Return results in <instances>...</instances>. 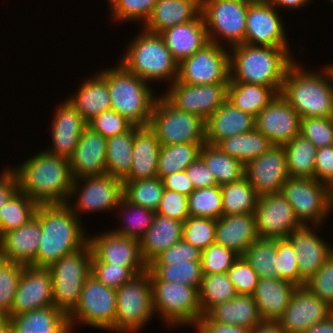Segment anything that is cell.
<instances>
[{
    "label": "cell",
    "mask_w": 333,
    "mask_h": 333,
    "mask_svg": "<svg viewBox=\"0 0 333 333\" xmlns=\"http://www.w3.org/2000/svg\"><path fill=\"white\" fill-rule=\"evenodd\" d=\"M13 167L19 190L38 204L67 202L74 181L68 159L41 150Z\"/></svg>",
    "instance_id": "1"
},
{
    "label": "cell",
    "mask_w": 333,
    "mask_h": 333,
    "mask_svg": "<svg viewBox=\"0 0 333 333\" xmlns=\"http://www.w3.org/2000/svg\"><path fill=\"white\" fill-rule=\"evenodd\" d=\"M35 216L41 223L42 237L31 266L48 268L88 242L85 226L65 203L39 204Z\"/></svg>",
    "instance_id": "2"
},
{
    "label": "cell",
    "mask_w": 333,
    "mask_h": 333,
    "mask_svg": "<svg viewBox=\"0 0 333 333\" xmlns=\"http://www.w3.org/2000/svg\"><path fill=\"white\" fill-rule=\"evenodd\" d=\"M290 49L246 43L230 48L229 82L258 84L281 93L285 73L295 61Z\"/></svg>",
    "instance_id": "3"
},
{
    "label": "cell",
    "mask_w": 333,
    "mask_h": 333,
    "mask_svg": "<svg viewBox=\"0 0 333 333\" xmlns=\"http://www.w3.org/2000/svg\"><path fill=\"white\" fill-rule=\"evenodd\" d=\"M294 61L287 69L281 95L300 115L333 117V72L326 64L317 71L305 70ZM298 64V65H297Z\"/></svg>",
    "instance_id": "4"
},
{
    "label": "cell",
    "mask_w": 333,
    "mask_h": 333,
    "mask_svg": "<svg viewBox=\"0 0 333 333\" xmlns=\"http://www.w3.org/2000/svg\"><path fill=\"white\" fill-rule=\"evenodd\" d=\"M99 73L106 79L111 109L136 126H149L158 97L150 83L129 72L120 62L114 67L102 68Z\"/></svg>",
    "instance_id": "5"
},
{
    "label": "cell",
    "mask_w": 333,
    "mask_h": 333,
    "mask_svg": "<svg viewBox=\"0 0 333 333\" xmlns=\"http://www.w3.org/2000/svg\"><path fill=\"white\" fill-rule=\"evenodd\" d=\"M125 48L118 62L144 81L153 83L163 80L171 85L177 79L179 63L173 58L160 34L142 27Z\"/></svg>",
    "instance_id": "6"
},
{
    "label": "cell",
    "mask_w": 333,
    "mask_h": 333,
    "mask_svg": "<svg viewBox=\"0 0 333 333\" xmlns=\"http://www.w3.org/2000/svg\"><path fill=\"white\" fill-rule=\"evenodd\" d=\"M91 260L92 249L87 242L48 267L52 275L53 306L66 316L78 305L83 285L91 275Z\"/></svg>",
    "instance_id": "7"
},
{
    "label": "cell",
    "mask_w": 333,
    "mask_h": 333,
    "mask_svg": "<svg viewBox=\"0 0 333 333\" xmlns=\"http://www.w3.org/2000/svg\"><path fill=\"white\" fill-rule=\"evenodd\" d=\"M150 280L157 317L170 328L194 327L203 316L198 289L178 282L156 281L151 275Z\"/></svg>",
    "instance_id": "8"
},
{
    "label": "cell",
    "mask_w": 333,
    "mask_h": 333,
    "mask_svg": "<svg viewBox=\"0 0 333 333\" xmlns=\"http://www.w3.org/2000/svg\"><path fill=\"white\" fill-rule=\"evenodd\" d=\"M155 317L150 273L137 274L116 289V319L111 330L118 333H138Z\"/></svg>",
    "instance_id": "9"
},
{
    "label": "cell",
    "mask_w": 333,
    "mask_h": 333,
    "mask_svg": "<svg viewBox=\"0 0 333 333\" xmlns=\"http://www.w3.org/2000/svg\"><path fill=\"white\" fill-rule=\"evenodd\" d=\"M251 2V0H201V13L209 42L222 47L227 45L228 49L245 43L246 17Z\"/></svg>",
    "instance_id": "10"
},
{
    "label": "cell",
    "mask_w": 333,
    "mask_h": 333,
    "mask_svg": "<svg viewBox=\"0 0 333 333\" xmlns=\"http://www.w3.org/2000/svg\"><path fill=\"white\" fill-rule=\"evenodd\" d=\"M149 127L161 145L205 143V120L177 109L162 94L155 101Z\"/></svg>",
    "instance_id": "11"
},
{
    "label": "cell",
    "mask_w": 333,
    "mask_h": 333,
    "mask_svg": "<svg viewBox=\"0 0 333 333\" xmlns=\"http://www.w3.org/2000/svg\"><path fill=\"white\" fill-rule=\"evenodd\" d=\"M281 193L302 225L323 226L333 212V198L328 185L315 179L289 177Z\"/></svg>",
    "instance_id": "12"
},
{
    "label": "cell",
    "mask_w": 333,
    "mask_h": 333,
    "mask_svg": "<svg viewBox=\"0 0 333 333\" xmlns=\"http://www.w3.org/2000/svg\"><path fill=\"white\" fill-rule=\"evenodd\" d=\"M122 198L123 181L109 174H103L74 179L65 204L81 220L82 214L85 213L116 210ZM72 199H75V203Z\"/></svg>",
    "instance_id": "13"
},
{
    "label": "cell",
    "mask_w": 333,
    "mask_h": 333,
    "mask_svg": "<svg viewBox=\"0 0 333 333\" xmlns=\"http://www.w3.org/2000/svg\"><path fill=\"white\" fill-rule=\"evenodd\" d=\"M156 281L190 285L199 290L202 279L201 250L184 239L161 252L149 264Z\"/></svg>",
    "instance_id": "14"
},
{
    "label": "cell",
    "mask_w": 333,
    "mask_h": 333,
    "mask_svg": "<svg viewBox=\"0 0 333 333\" xmlns=\"http://www.w3.org/2000/svg\"><path fill=\"white\" fill-rule=\"evenodd\" d=\"M67 317L76 327L80 323V327L84 324L111 331L116 319V289L105 286L91 274L83 285L78 305Z\"/></svg>",
    "instance_id": "15"
},
{
    "label": "cell",
    "mask_w": 333,
    "mask_h": 333,
    "mask_svg": "<svg viewBox=\"0 0 333 333\" xmlns=\"http://www.w3.org/2000/svg\"><path fill=\"white\" fill-rule=\"evenodd\" d=\"M177 80L188 85L229 83V50L217 43H207L178 64Z\"/></svg>",
    "instance_id": "16"
},
{
    "label": "cell",
    "mask_w": 333,
    "mask_h": 333,
    "mask_svg": "<svg viewBox=\"0 0 333 333\" xmlns=\"http://www.w3.org/2000/svg\"><path fill=\"white\" fill-rule=\"evenodd\" d=\"M228 84L188 85L176 79L166 88L163 96L177 109L206 121L227 101Z\"/></svg>",
    "instance_id": "17"
},
{
    "label": "cell",
    "mask_w": 333,
    "mask_h": 333,
    "mask_svg": "<svg viewBox=\"0 0 333 333\" xmlns=\"http://www.w3.org/2000/svg\"><path fill=\"white\" fill-rule=\"evenodd\" d=\"M274 5L267 1H252L246 17L245 43L254 46L290 48L282 22Z\"/></svg>",
    "instance_id": "18"
},
{
    "label": "cell",
    "mask_w": 333,
    "mask_h": 333,
    "mask_svg": "<svg viewBox=\"0 0 333 333\" xmlns=\"http://www.w3.org/2000/svg\"><path fill=\"white\" fill-rule=\"evenodd\" d=\"M253 214L258 238L286 239L303 226L282 193L258 197Z\"/></svg>",
    "instance_id": "19"
},
{
    "label": "cell",
    "mask_w": 333,
    "mask_h": 333,
    "mask_svg": "<svg viewBox=\"0 0 333 333\" xmlns=\"http://www.w3.org/2000/svg\"><path fill=\"white\" fill-rule=\"evenodd\" d=\"M88 242L92 249L91 262L125 265L136 275L148 269L140 253V242L135 238L117 235L108 229L98 235L88 233Z\"/></svg>",
    "instance_id": "20"
},
{
    "label": "cell",
    "mask_w": 333,
    "mask_h": 333,
    "mask_svg": "<svg viewBox=\"0 0 333 333\" xmlns=\"http://www.w3.org/2000/svg\"><path fill=\"white\" fill-rule=\"evenodd\" d=\"M300 115L279 93L255 117L254 128L273 145L283 146L300 135Z\"/></svg>",
    "instance_id": "21"
},
{
    "label": "cell",
    "mask_w": 333,
    "mask_h": 333,
    "mask_svg": "<svg viewBox=\"0 0 333 333\" xmlns=\"http://www.w3.org/2000/svg\"><path fill=\"white\" fill-rule=\"evenodd\" d=\"M245 177L258 196L282 192L289 178L283 146H272L268 151L245 165Z\"/></svg>",
    "instance_id": "22"
},
{
    "label": "cell",
    "mask_w": 333,
    "mask_h": 333,
    "mask_svg": "<svg viewBox=\"0 0 333 333\" xmlns=\"http://www.w3.org/2000/svg\"><path fill=\"white\" fill-rule=\"evenodd\" d=\"M52 287V275L48 268L24 266L11 312L7 316L53 306Z\"/></svg>",
    "instance_id": "23"
},
{
    "label": "cell",
    "mask_w": 333,
    "mask_h": 333,
    "mask_svg": "<svg viewBox=\"0 0 333 333\" xmlns=\"http://www.w3.org/2000/svg\"><path fill=\"white\" fill-rule=\"evenodd\" d=\"M332 308L304 286L293 292L289 305L277 320L287 333H304L312 325L327 319Z\"/></svg>",
    "instance_id": "24"
},
{
    "label": "cell",
    "mask_w": 333,
    "mask_h": 333,
    "mask_svg": "<svg viewBox=\"0 0 333 333\" xmlns=\"http://www.w3.org/2000/svg\"><path fill=\"white\" fill-rule=\"evenodd\" d=\"M319 227L322 226L303 225L286 238L296 252L300 278L304 282H307L333 253L332 244L319 236Z\"/></svg>",
    "instance_id": "25"
},
{
    "label": "cell",
    "mask_w": 333,
    "mask_h": 333,
    "mask_svg": "<svg viewBox=\"0 0 333 333\" xmlns=\"http://www.w3.org/2000/svg\"><path fill=\"white\" fill-rule=\"evenodd\" d=\"M51 123V146L45 148L50 155L70 159L79 142L80 136L88 126L79 112L65 99L56 106Z\"/></svg>",
    "instance_id": "26"
},
{
    "label": "cell",
    "mask_w": 333,
    "mask_h": 333,
    "mask_svg": "<svg viewBox=\"0 0 333 333\" xmlns=\"http://www.w3.org/2000/svg\"><path fill=\"white\" fill-rule=\"evenodd\" d=\"M107 139L86 127L72 157L69 159L74 179L106 174Z\"/></svg>",
    "instance_id": "27"
},
{
    "label": "cell",
    "mask_w": 333,
    "mask_h": 333,
    "mask_svg": "<svg viewBox=\"0 0 333 333\" xmlns=\"http://www.w3.org/2000/svg\"><path fill=\"white\" fill-rule=\"evenodd\" d=\"M41 237V223L35 216L26 224L0 237V258L31 266L37 258Z\"/></svg>",
    "instance_id": "28"
},
{
    "label": "cell",
    "mask_w": 333,
    "mask_h": 333,
    "mask_svg": "<svg viewBox=\"0 0 333 333\" xmlns=\"http://www.w3.org/2000/svg\"><path fill=\"white\" fill-rule=\"evenodd\" d=\"M161 144L149 126L134 125L131 169L122 181H136L157 177Z\"/></svg>",
    "instance_id": "29"
},
{
    "label": "cell",
    "mask_w": 333,
    "mask_h": 333,
    "mask_svg": "<svg viewBox=\"0 0 333 333\" xmlns=\"http://www.w3.org/2000/svg\"><path fill=\"white\" fill-rule=\"evenodd\" d=\"M173 58L180 63L209 43L202 13L194 20L175 25L160 33Z\"/></svg>",
    "instance_id": "30"
},
{
    "label": "cell",
    "mask_w": 333,
    "mask_h": 333,
    "mask_svg": "<svg viewBox=\"0 0 333 333\" xmlns=\"http://www.w3.org/2000/svg\"><path fill=\"white\" fill-rule=\"evenodd\" d=\"M255 117L226 101L205 121V142L216 145L224 138L250 132Z\"/></svg>",
    "instance_id": "31"
},
{
    "label": "cell",
    "mask_w": 333,
    "mask_h": 333,
    "mask_svg": "<svg viewBox=\"0 0 333 333\" xmlns=\"http://www.w3.org/2000/svg\"><path fill=\"white\" fill-rule=\"evenodd\" d=\"M258 239L253 213L222 216L216 220L215 243L243 255Z\"/></svg>",
    "instance_id": "32"
},
{
    "label": "cell",
    "mask_w": 333,
    "mask_h": 333,
    "mask_svg": "<svg viewBox=\"0 0 333 333\" xmlns=\"http://www.w3.org/2000/svg\"><path fill=\"white\" fill-rule=\"evenodd\" d=\"M297 286L280 278H259L253 298L263 321H277Z\"/></svg>",
    "instance_id": "33"
},
{
    "label": "cell",
    "mask_w": 333,
    "mask_h": 333,
    "mask_svg": "<svg viewBox=\"0 0 333 333\" xmlns=\"http://www.w3.org/2000/svg\"><path fill=\"white\" fill-rule=\"evenodd\" d=\"M204 316L211 322L252 330L261 318L253 295L237 294L233 299L211 307Z\"/></svg>",
    "instance_id": "34"
},
{
    "label": "cell",
    "mask_w": 333,
    "mask_h": 333,
    "mask_svg": "<svg viewBox=\"0 0 333 333\" xmlns=\"http://www.w3.org/2000/svg\"><path fill=\"white\" fill-rule=\"evenodd\" d=\"M201 13V0H157L145 30L160 34L179 24L194 20Z\"/></svg>",
    "instance_id": "35"
},
{
    "label": "cell",
    "mask_w": 333,
    "mask_h": 333,
    "mask_svg": "<svg viewBox=\"0 0 333 333\" xmlns=\"http://www.w3.org/2000/svg\"><path fill=\"white\" fill-rule=\"evenodd\" d=\"M82 81L79 89L67 100L88 123L98 114L111 109L110 93L106 79L99 72Z\"/></svg>",
    "instance_id": "36"
},
{
    "label": "cell",
    "mask_w": 333,
    "mask_h": 333,
    "mask_svg": "<svg viewBox=\"0 0 333 333\" xmlns=\"http://www.w3.org/2000/svg\"><path fill=\"white\" fill-rule=\"evenodd\" d=\"M183 222L155 213L151 226L139 240L140 253L147 265L161 252L182 239Z\"/></svg>",
    "instance_id": "37"
},
{
    "label": "cell",
    "mask_w": 333,
    "mask_h": 333,
    "mask_svg": "<svg viewBox=\"0 0 333 333\" xmlns=\"http://www.w3.org/2000/svg\"><path fill=\"white\" fill-rule=\"evenodd\" d=\"M278 94L272 87L251 83L229 82L227 101L243 112L256 117Z\"/></svg>",
    "instance_id": "38"
},
{
    "label": "cell",
    "mask_w": 333,
    "mask_h": 333,
    "mask_svg": "<svg viewBox=\"0 0 333 333\" xmlns=\"http://www.w3.org/2000/svg\"><path fill=\"white\" fill-rule=\"evenodd\" d=\"M216 145L222 152L239 160L244 165L274 146L267 137L255 128L247 133L224 138Z\"/></svg>",
    "instance_id": "39"
},
{
    "label": "cell",
    "mask_w": 333,
    "mask_h": 333,
    "mask_svg": "<svg viewBox=\"0 0 333 333\" xmlns=\"http://www.w3.org/2000/svg\"><path fill=\"white\" fill-rule=\"evenodd\" d=\"M200 158L214 175L219 186L236 182L245 177V165L222 152L217 145L205 142L200 150Z\"/></svg>",
    "instance_id": "40"
},
{
    "label": "cell",
    "mask_w": 333,
    "mask_h": 333,
    "mask_svg": "<svg viewBox=\"0 0 333 333\" xmlns=\"http://www.w3.org/2000/svg\"><path fill=\"white\" fill-rule=\"evenodd\" d=\"M10 333H50L67 316L54 306L8 316Z\"/></svg>",
    "instance_id": "41"
},
{
    "label": "cell",
    "mask_w": 333,
    "mask_h": 333,
    "mask_svg": "<svg viewBox=\"0 0 333 333\" xmlns=\"http://www.w3.org/2000/svg\"><path fill=\"white\" fill-rule=\"evenodd\" d=\"M134 125L125 133L107 138L106 174L123 180L129 173L133 157Z\"/></svg>",
    "instance_id": "42"
},
{
    "label": "cell",
    "mask_w": 333,
    "mask_h": 333,
    "mask_svg": "<svg viewBox=\"0 0 333 333\" xmlns=\"http://www.w3.org/2000/svg\"><path fill=\"white\" fill-rule=\"evenodd\" d=\"M289 177L314 179L317 148L301 135L283 145Z\"/></svg>",
    "instance_id": "43"
},
{
    "label": "cell",
    "mask_w": 333,
    "mask_h": 333,
    "mask_svg": "<svg viewBox=\"0 0 333 333\" xmlns=\"http://www.w3.org/2000/svg\"><path fill=\"white\" fill-rule=\"evenodd\" d=\"M203 145L198 143L162 145L157 165V177L163 179L167 175L185 170L200 157Z\"/></svg>",
    "instance_id": "44"
},
{
    "label": "cell",
    "mask_w": 333,
    "mask_h": 333,
    "mask_svg": "<svg viewBox=\"0 0 333 333\" xmlns=\"http://www.w3.org/2000/svg\"><path fill=\"white\" fill-rule=\"evenodd\" d=\"M223 216L254 213L258 194L246 177L221 185Z\"/></svg>",
    "instance_id": "45"
},
{
    "label": "cell",
    "mask_w": 333,
    "mask_h": 333,
    "mask_svg": "<svg viewBox=\"0 0 333 333\" xmlns=\"http://www.w3.org/2000/svg\"><path fill=\"white\" fill-rule=\"evenodd\" d=\"M119 211V218L123 222L111 231L117 235L140 240L151 226L155 211L128 202L124 197L115 210Z\"/></svg>",
    "instance_id": "46"
},
{
    "label": "cell",
    "mask_w": 333,
    "mask_h": 333,
    "mask_svg": "<svg viewBox=\"0 0 333 333\" xmlns=\"http://www.w3.org/2000/svg\"><path fill=\"white\" fill-rule=\"evenodd\" d=\"M39 204L18 190L0 210V237L35 217Z\"/></svg>",
    "instance_id": "47"
},
{
    "label": "cell",
    "mask_w": 333,
    "mask_h": 333,
    "mask_svg": "<svg viewBox=\"0 0 333 333\" xmlns=\"http://www.w3.org/2000/svg\"><path fill=\"white\" fill-rule=\"evenodd\" d=\"M198 291L203 315L211 307L229 301L238 294L226 273L202 274Z\"/></svg>",
    "instance_id": "48"
},
{
    "label": "cell",
    "mask_w": 333,
    "mask_h": 333,
    "mask_svg": "<svg viewBox=\"0 0 333 333\" xmlns=\"http://www.w3.org/2000/svg\"><path fill=\"white\" fill-rule=\"evenodd\" d=\"M163 180L159 177L123 181V197L131 204L156 212L164 191Z\"/></svg>",
    "instance_id": "49"
},
{
    "label": "cell",
    "mask_w": 333,
    "mask_h": 333,
    "mask_svg": "<svg viewBox=\"0 0 333 333\" xmlns=\"http://www.w3.org/2000/svg\"><path fill=\"white\" fill-rule=\"evenodd\" d=\"M277 239L258 238L242 255L259 278H278L276 274Z\"/></svg>",
    "instance_id": "50"
},
{
    "label": "cell",
    "mask_w": 333,
    "mask_h": 333,
    "mask_svg": "<svg viewBox=\"0 0 333 333\" xmlns=\"http://www.w3.org/2000/svg\"><path fill=\"white\" fill-rule=\"evenodd\" d=\"M189 216L219 219L223 216L221 186L195 189L188 196Z\"/></svg>",
    "instance_id": "51"
},
{
    "label": "cell",
    "mask_w": 333,
    "mask_h": 333,
    "mask_svg": "<svg viewBox=\"0 0 333 333\" xmlns=\"http://www.w3.org/2000/svg\"><path fill=\"white\" fill-rule=\"evenodd\" d=\"M157 0H107L109 17L115 22H139L150 18ZM113 17V18H112Z\"/></svg>",
    "instance_id": "52"
},
{
    "label": "cell",
    "mask_w": 333,
    "mask_h": 333,
    "mask_svg": "<svg viewBox=\"0 0 333 333\" xmlns=\"http://www.w3.org/2000/svg\"><path fill=\"white\" fill-rule=\"evenodd\" d=\"M216 220L189 216L183 222L182 239L203 251L215 243Z\"/></svg>",
    "instance_id": "53"
},
{
    "label": "cell",
    "mask_w": 333,
    "mask_h": 333,
    "mask_svg": "<svg viewBox=\"0 0 333 333\" xmlns=\"http://www.w3.org/2000/svg\"><path fill=\"white\" fill-rule=\"evenodd\" d=\"M24 265L0 258V314L8 315Z\"/></svg>",
    "instance_id": "54"
},
{
    "label": "cell",
    "mask_w": 333,
    "mask_h": 333,
    "mask_svg": "<svg viewBox=\"0 0 333 333\" xmlns=\"http://www.w3.org/2000/svg\"><path fill=\"white\" fill-rule=\"evenodd\" d=\"M276 274L281 280L300 287L305 282L300 278L296 252L287 239H277Z\"/></svg>",
    "instance_id": "55"
},
{
    "label": "cell",
    "mask_w": 333,
    "mask_h": 333,
    "mask_svg": "<svg viewBox=\"0 0 333 333\" xmlns=\"http://www.w3.org/2000/svg\"><path fill=\"white\" fill-rule=\"evenodd\" d=\"M300 135L316 148L333 145V117L301 118Z\"/></svg>",
    "instance_id": "56"
},
{
    "label": "cell",
    "mask_w": 333,
    "mask_h": 333,
    "mask_svg": "<svg viewBox=\"0 0 333 333\" xmlns=\"http://www.w3.org/2000/svg\"><path fill=\"white\" fill-rule=\"evenodd\" d=\"M240 255L216 243L201 251L202 274L226 273Z\"/></svg>",
    "instance_id": "57"
},
{
    "label": "cell",
    "mask_w": 333,
    "mask_h": 333,
    "mask_svg": "<svg viewBox=\"0 0 333 333\" xmlns=\"http://www.w3.org/2000/svg\"><path fill=\"white\" fill-rule=\"evenodd\" d=\"M304 287L333 309V253Z\"/></svg>",
    "instance_id": "58"
},
{
    "label": "cell",
    "mask_w": 333,
    "mask_h": 333,
    "mask_svg": "<svg viewBox=\"0 0 333 333\" xmlns=\"http://www.w3.org/2000/svg\"><path fill=\"white\" fill-rule=\"evenodd\" d=\"M226 274L238 294H254L259 277L244 256L240 255Z\"/></svg>",
    "instance_id": "59"
},
{
    "label": "cell",
    "mask_w": 333,
    "mask_h": 333,
    "mask_svg": "<svg viewBox=\"0 0 333 333\" xmlns=\"http://www.w3.org/2000/svg\"><path fill=\"white\" fill-rule=\"evenodd\" d=\"M93 131L98 132L106 139L128 131L133 124L125 117L110 109L103 111L87 123Z\"/></svg>",
    "instance_id": "60"
},
{
    "label": "cell",
    "mask_w": 333,
    "mask_h": 333,
    "mask_svg": "<svg viewBox=\"0 0 333 333\" xmlns=\"http://www.w3.org/2000/svg\"><path fill=\"white\" fill-rule=\"evenodd\" d=\"M91 274L107 287L118 289L136 274L125 265L91 262Z\"/></svg>",
    "instance_id": "61"
},
{
    "label": "cell",
    "mask_w": 333,
    "mask_h": 333,
    "mask_svg": "<svg viewBox=\"0 0 333 333\" xmlns=\"http://www.w3.org/2000/svg\"><path fill=\"white\" fill-rule=\"evenodd\" d=\"M156 213L184 222L189 217L188 196L182 195L177 191L164 189Z\"/></svg>",
    "instance_id": "62"
},
{
    "label": "cell",
    "mask_w": 333,
    "mask_h": 333,
    "mask_svg": "<svg viewBox=\"0 0 333 333\" xmlns=\"http://www.w3.org/2000/svg\"><path fill=\"white\" fill-rule=\"evenodd\" d=\"M314 179L327 185L333 181V145L317 148Z\"/></svg>",
    "instance_id": "63"
},
{
    "label": "cell",
    "mask_w": 333,
    "mask_h": 333,
    "mask_svg": "<svg viewBox=\"0 0 333 333\" xmlns=\"http://www.w3.org/2000/svg\"><path fill=\"white\" fill-rule=\"evenodd\" d=\"M194 189L212 187L217 185L216 179L199 157L185 169Z\"/></svg>",
    "instance_id": "64"
},
{
    "label": "cell",
    "mask_w": 333,
    "mask_h": 333,
    "mask_svg": "<svg viewBox=\"0 0 333 333\" xmlns=\"http://www.w3.org/2000/svg\"><path fill=\"white\" fill-rule=\"evenodd\" d=\"M2 171L0 174V210L19 190L18 178L14 170L11 167H5Z\"/></svg>",
    "instance_id": "65"
},
{
    "label": "cell",
    "mask_w": 333,
    "mask_h": 333,
    "mask_svg": "<svg viewBox=\"0 0 333 333\" xmlns=\"http://www.w3.org/2000/svg\"><path fill=\"white\" fill-rule=\"evenodd\" d=\"M164 188L189 196L195 189L185 170L167 175L163 179Z\"/></svg>",
    "instance_id": "66"
},
{
    "label": "cell",
    "mask_w": 333,
    "mask_h": 333,
    "mask_svg": "<svg viewBox=\"0 0 333 333\" xmlns=\"http://www.w3.org/2000/svg\"><path fill=\"white\" fill-rule=\"evenodd\" d=\"M204 333H251V330L234 325H223L209 321L204 315L196 324Z\"/></svg>",
    "instance_id": "67"
},
{
    "label": "cell",
    "mask_w": 333,
    "mask_h": 333,
    "mask_svg": "<svg viewBox=\"0 0 333 333\" xmlns=\"http://www.w3.org/2000/svg\"><path fill=\"white\" fill-rule=\"evenodd\" d=\"M277 9H289L291 11L305 7L311 4L313 0H268Z\"/></svg>",
    "instance_id": "68"
},
{
    "label": "cell",
    "mask_w": 333,
    "mask_h": 333,
    "mask_svg": "<svg viewBox=\"0 0 333 333\" xmlns=\"http://www.w3.org/2000/svg\"><path fill=\"white\" fill-rule=\"evenodd\" d=\"M251 333H287L277 321H262Z\"/></svg>",
    "instance_id": "69"
},
{
    "label": "cell",
    "mask_w": 333,
    "mask_h": 333,
    "mask_svg": "<svg viewBox=\"0 0 333 333\" xmlns=\"http://www.w3.org/2000/svg\"><path fill=\"white\" fill-rule=\"evenodd\" d=\"M304 333H333V316L312 325Z\"/></svg>",
    "instance_id": "70"
},
{
    "label": "cell",
    "mask_w": 333,
    "mask_h": 333,
    "mask_svg": "<svg viewBox=\"0 0 333 333\" xmlns=\"http://www.w3.org/2000/svg\"><path fill=\"white\" fill-rule=\"evenodd\" d=\"M75 326L73 323L69 320L68 317H66L52 332L50 333H73Z\"/></svg>",
    "instance_id": "71"
},
{
    "label": "cell",
    "mask_w": 333,
    "mask_h": 333,
    "mask_svg": "<svg viewBox=\"0 0 333 333\" xmlns=\"http://www.w3.org/2000/svg\"><path fill=\"white\" fill-rule=\"evenodd\" d=\"M0 333H10L9 317L4 314H0Z\"/></svg>",
    "instance_id": "72"
},
{
    "label": "cell",
    "mask_w": 333,
    "mask_h": 333,
    "mask_svg": "<svg viewBox=\"0 0 333 333\" xmlns=\"http://www.w3.org/2000/svg\"><path fill=\"white\" fill-rule=\"evenodd\" d=\"M328 187H329L330 195L333 198V181L328 185Z\"/></svg>",
    "instance_id": "73"
},
{
    "label": "cell",
    "mask_w": 333,
    "mask_h": 333,
    "mask_svg": "<svg viewBox=\"0 0 333 333\" xmlns=\"http://www.w3.org/2000/svg\"><path fill=\"white\" fill-rule=\"evenodd\" d=\"M196 333H204L197 325H195Z\"/></svg>",
    "instance_id": "74"
},
{
    "label": "cell",
    "mask_w": 333,
    "mask_h": 333,
    "mask_svg": "<svg viewBox=\"0 0 333 333\" xmlns=\"http://www.w3.org/2000/svg\"><path fill=\"white\" fill-rule=\"evenodd\" d=\"M327 65L331 68V70L333 72V64L331 63V64H327Z\"/></svg>",
    "instance_id": "75"
},
{
    "label": "cell",
    "mask_w": 333,
    "mask_h": 333,
    "mask_svg": "<svg viewBox=\"0 0 333 333\" xmlns=\"http://www.w3.org/2000/svg\"><path fill=\"white\" fill-rule=\"evenodd\" d=\"M251 1H267V0H251Z\"/></svg>",
    "instance_id": "76"
}]
</instances>
